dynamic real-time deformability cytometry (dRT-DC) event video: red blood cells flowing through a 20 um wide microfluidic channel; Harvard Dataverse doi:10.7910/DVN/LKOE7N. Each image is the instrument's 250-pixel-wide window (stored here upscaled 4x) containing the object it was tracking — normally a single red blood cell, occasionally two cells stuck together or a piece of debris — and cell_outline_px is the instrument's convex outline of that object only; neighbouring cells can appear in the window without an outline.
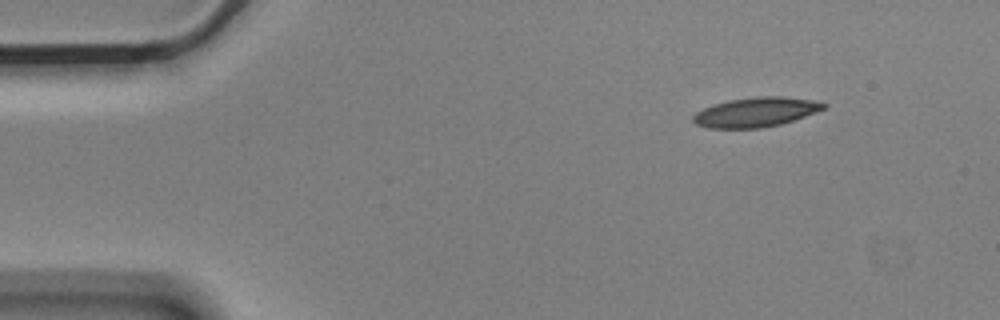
{"species": "Egyptian fruit bat (a non-hibernating species)", "species_latin": "Rousettus aegyptiacus", "temperature_condition": "cold", "stored_images_in_passage": 3, "camera_frame_rate_fps": 3000, "um_per_image_px": 0.085, "animal": {"sex": "male"}, "frame": {"image": 1, "passage_image": 1, "time_ms": 0.0, "image_size_px": [1000, 320], "cell_outline_px": [[828, 104], [824, 108], [816, 112], [780, 124], [760, 128], [708, 128], [696, 124], [692, 120], [692, 116], [696, 112], [704, 108], [728, 100], [756, 96], [784, 96], [812, 100]], "centroid_in_image_um": [64.23, 9.53], "position_along_channel_um": 20.8, "area_um2": 22.31}}